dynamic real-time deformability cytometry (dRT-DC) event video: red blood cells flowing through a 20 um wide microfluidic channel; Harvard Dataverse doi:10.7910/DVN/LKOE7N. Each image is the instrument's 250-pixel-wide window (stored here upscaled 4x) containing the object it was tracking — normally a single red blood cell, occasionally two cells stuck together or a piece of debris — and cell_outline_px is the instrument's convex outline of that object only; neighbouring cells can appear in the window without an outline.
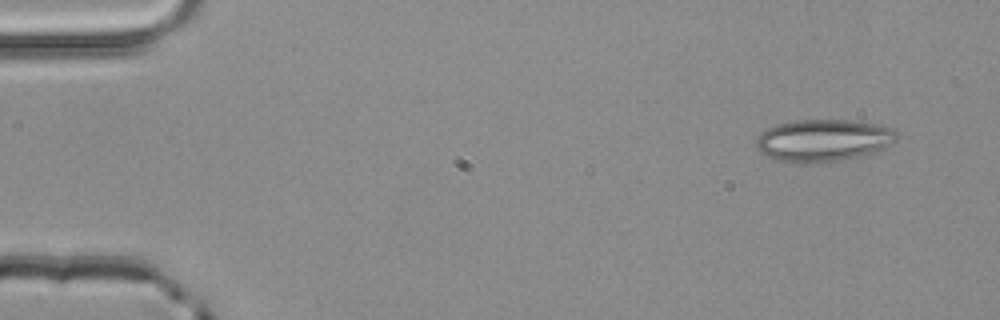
{"species": "common noctule bat (a hibernating species)", "species_latin": "Nyctalus noctula", "temperature_condition": "room temperature", "stored_images_in_passage": 4, "camera_frame_rate_fps": 3000, "um_per_image_px": 0.085, "animal": {"sex": "male", "body_mass_g": 20.4}, "frame": {"image": 1, "passage_image": 1, "time_ms": 0.0, "image_size_px": [1000, 320], "cell_outline_px": [[896, 140], [880, 152], [820, 164], [776, 160], [760, 152], [756, 148], [756, 140], [760, 132], [776, 124], [796, 120], [848, 120], [880, 124], [896, 132]], "centroid_in_image_um": [69.98, 11.94], "position_along_channel_um": 15.0, "area_um2": 34.8}}